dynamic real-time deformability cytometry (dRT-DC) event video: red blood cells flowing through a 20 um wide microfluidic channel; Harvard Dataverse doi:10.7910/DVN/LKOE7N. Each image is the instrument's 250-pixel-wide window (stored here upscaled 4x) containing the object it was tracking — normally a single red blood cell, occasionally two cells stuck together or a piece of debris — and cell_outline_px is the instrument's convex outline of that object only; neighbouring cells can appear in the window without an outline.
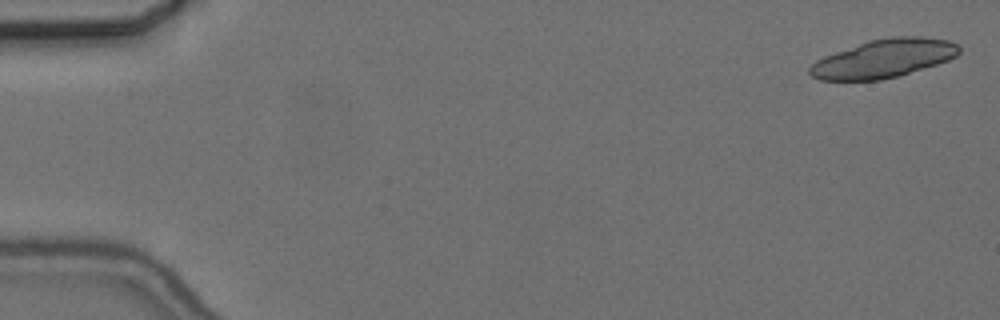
{"species": "common noctule bat (a hibernating species)", "species_latin": "Nyctalus noctula", "temperature_condition": "cold", "stored_images_in_passage": 12, "camera_frame_rate_fps": 3000, "um_per_image_px": 0.085, "animal": {"sex": "female", "body_mass_g": 24.6, "forearm_length_mm": 56.2}, "frame": {"image": 1, "passage_image": 2, "time_ms": 0.333, "image_size_px": [1000, 320], "cell_outline_px": [[960, 52], [956, 56], [948, 60], [900, 76], [880, 80], [820, 80], [812, 76], [808, 72], [808, 68], [816, 60], [824, 56], [868, 40], [892, 36], [920, 36], [948, 40], [960, 44]], "centroid_in_image_um": [75.12, 4.97], "position_along_channel_um": 9.9, "area_um2": 33.58}}